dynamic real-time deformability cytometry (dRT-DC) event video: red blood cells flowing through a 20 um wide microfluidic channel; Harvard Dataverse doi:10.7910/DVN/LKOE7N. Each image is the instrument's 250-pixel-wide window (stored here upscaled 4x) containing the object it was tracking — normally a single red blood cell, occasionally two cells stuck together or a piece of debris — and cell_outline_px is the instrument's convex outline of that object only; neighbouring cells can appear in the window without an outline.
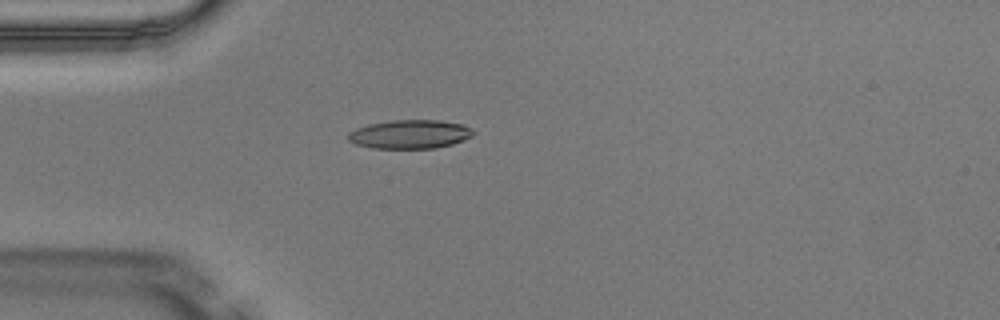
{"species": "Egyptian fruit bat (a non-hibernating species)", "species_latin": "Rousettus aegyptiacus", "temperature_condition": "warm", "stored_images_in_passage": 4, "camera_frame_rate_fps": 3000, "um_per_image_px": 0.085, "animal": {"sex": "male"}, "frame": {"image": 1, "passage_image": 4, "time_ms": 1.0, "image_size_px": [1000, 320], "cell_outline_px": [[476, 132], [472, 136], [464, 140], [452, 144], [436, 148], [372, 148], [356, 144], [348, 140], [348, 132], [356, 128], [368, 124], [392, 120], [440, 120], [464, 124], [472, 128]], "centroid_in_image_um": [34.87, 11.4], "position_along_channel_um": 50.1, "area_um2": 21.15}}